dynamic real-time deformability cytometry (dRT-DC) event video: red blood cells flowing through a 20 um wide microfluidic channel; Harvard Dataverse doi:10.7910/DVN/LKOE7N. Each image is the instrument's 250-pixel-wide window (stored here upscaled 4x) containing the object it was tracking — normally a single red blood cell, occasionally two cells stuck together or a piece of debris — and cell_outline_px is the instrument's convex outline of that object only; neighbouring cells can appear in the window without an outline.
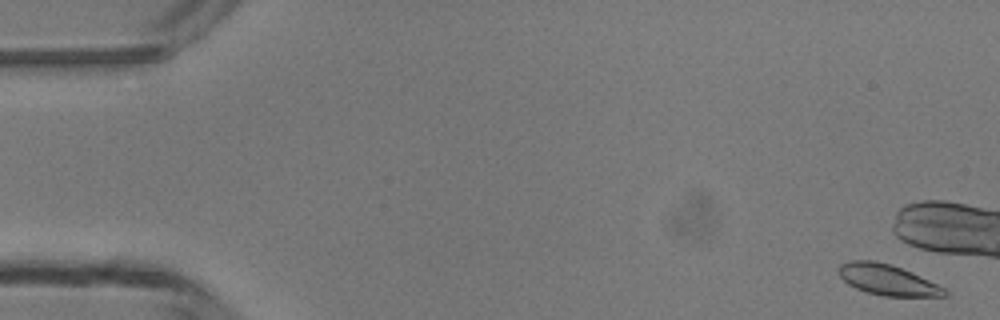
{"species": "common noctule bat (a hibernating species)", "species_latin": "Nyctalus noctula", "temperature_condition": "room temperature", "stored_images_in_passage": 5, "segment_of_instrument_passage": [2, 2], "camera_frame_rate_fps": 3000, "um_per_image_px": 0.085, "animal": {"sex": "male", "body_mass_g": 13.3}, "frame": {"image": 1, "passage_image": 5, "time_ms": 5.667, "image_size_px": [1000, 320], "cell_outline_px": [[948, 292], [944, 296], [884, 296], [868, 292], [856, 288], [848, 284], [840, 276], [836, 268], [840, 264], [852, 260], [872, 260], [892, 264], [912, 272], [944, 288]], "centroid_in_image_um": [75.39, 23.77], "position_along_channel_um": 9.6, "area_um2": 18.84}}